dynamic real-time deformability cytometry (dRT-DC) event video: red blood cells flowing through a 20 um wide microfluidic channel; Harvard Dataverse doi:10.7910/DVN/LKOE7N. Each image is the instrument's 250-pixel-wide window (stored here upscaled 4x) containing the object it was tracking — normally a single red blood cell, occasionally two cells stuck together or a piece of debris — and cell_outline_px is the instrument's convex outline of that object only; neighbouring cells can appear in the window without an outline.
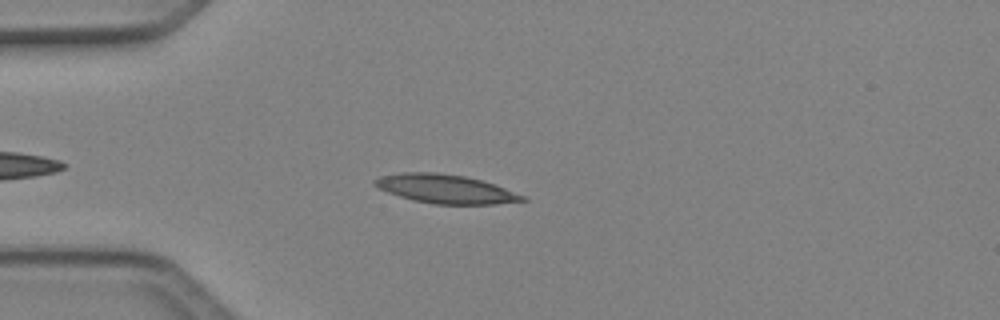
{"species": "Egyptian fruit bat (a non-hibernating species)", "species_latin": "Rousettus aegyptiacus", "temperature_condition": "cold", "stored_images_in_passage": 5, "camera_frame_rate_fps": 3000, "um_per_image_px": 0.085, "animal": {"sex": "female"}, "frame": {"image": 1, "passage_image": 4, "time_ms": 1.0, "image_size_px": [1000, 320], "cell_outline_px": [[528, 200], [496, 204], [432, 204], [412, 200], [388, 192], [372, 184], [372, 180], [380, 176], [400, 172], [436, 172], [464, 176], [496, 184], [528, 196]], "centroid_in_image_um": [37.9, 16.06], "position_along_channel_um": 47.1, "area_um2": 25.03}}